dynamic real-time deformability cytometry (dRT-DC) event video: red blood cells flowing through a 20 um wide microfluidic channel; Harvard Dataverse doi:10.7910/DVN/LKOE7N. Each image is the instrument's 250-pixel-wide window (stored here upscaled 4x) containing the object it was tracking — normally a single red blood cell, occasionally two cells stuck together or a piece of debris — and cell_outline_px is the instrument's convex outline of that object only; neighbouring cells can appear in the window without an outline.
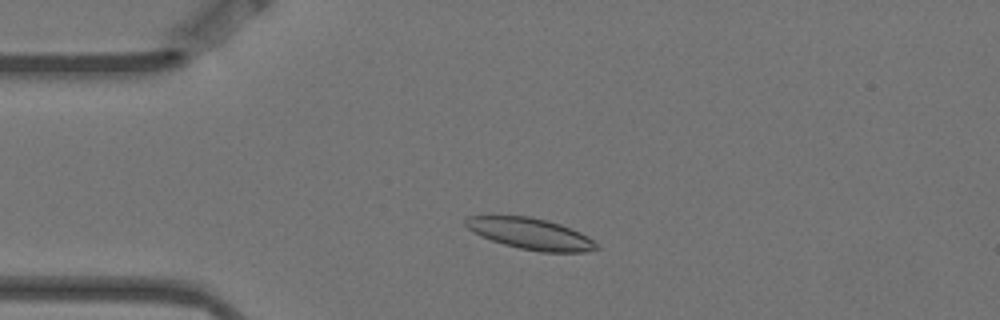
{"species": "Egyptian fruit bat (a non-hibernating species)", "species_latin": "Rousettus aegyptiacus", "temperature_condition": "warm", "stored_images_in_passage": 12, "camera_frame_rate_fps": 3000, "um_per_image_px": 0.085, "animal": {"sex": "female"}, "frame": {"image": 1, "passage_image": 3, "time_ms": 0.667, "image_size_px": [1000, 320], "cell_outline_px": [[600, 248], [584, 252], [540, 252], [520, 248], [504, 244], [480, 236], [472, 232], [464, 224], [464, 220], [468, 216], [492, 212], [528, 216], [548, 220], [560, 224], [580, 232], [588, 236]], "centroid_in_image_um": [44.98, 19.81], "position_along_channel_um": 40.0, "area_um2": 24.62}}
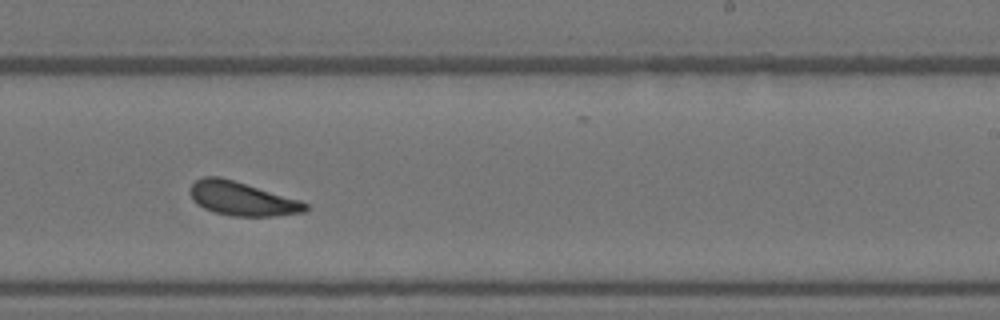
{"frame": {"image": 2, "passage_image": 9, "time_ms": 2.667, "image_size_px": [1000, 320], "cell_outline_px": [[308, 208], [304, 212], [272, 216], [232, 216], [216, 212], [204, 208], [196, 204], [192, 200], [188, 192], [188, 188], [196, 180], [204, 176], [220, 176], [300, 200], [308, 204]], "centroid_in_image_um": [20.52, 16.88], "position_along_channel_um": 268.5, "area_um2": 22.72}}
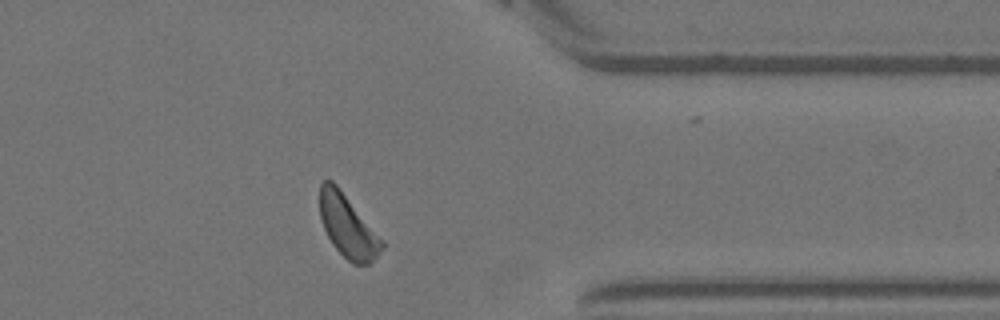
{"frame": {"image": 3, "passage_image": 12, "time_ms": 3.667, "image_size_px": [1000, 320], "cell_outline_px": [[384, 248], [368, 264], [352, 264], [332, 244], [324, 228], [320, 216], [320, 184], [324, 180], [332, 180], [336, 184], [384, 240]], "centroid_in_image_um": [29.57, 19.22], "position_along_channel_um": 381.8, "area_um2": 22.43}}